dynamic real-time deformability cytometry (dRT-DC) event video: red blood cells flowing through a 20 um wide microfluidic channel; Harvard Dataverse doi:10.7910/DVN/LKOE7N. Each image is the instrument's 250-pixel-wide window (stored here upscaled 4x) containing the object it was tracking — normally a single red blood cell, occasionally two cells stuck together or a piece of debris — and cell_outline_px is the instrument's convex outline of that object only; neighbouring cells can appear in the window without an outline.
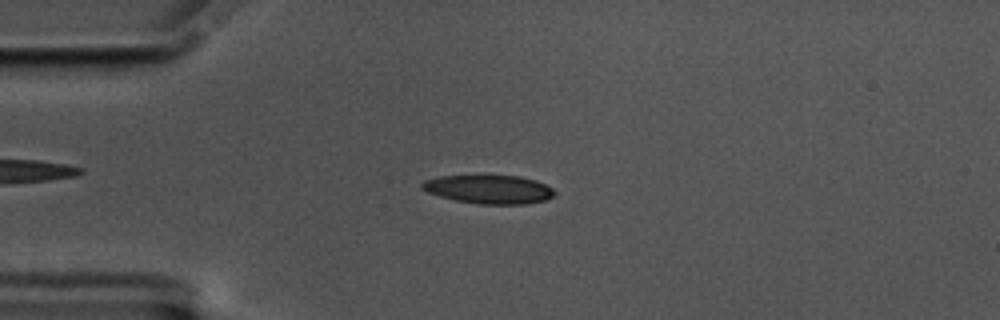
{"species": "common noctule bat (a hibernating species)", "species_latin": "Nyctalus noctula", "temperature_condition": "cold", "stored_images_in_passage": 52, "camera_frame_rate_fps": 3000, "um_per_image_px": 0.085, "animal": {"sex": "male", "body_mass_g": 17.5, "forearm_length_mm": 52.3}, "frame": {"image": 1, "passage_image": 9, "time_ms": 2.667, "image_size_px": [1000, 320], "cell_outline_px": [[556, 192], [548, 200], [528, 204], [480, 204], [456, 200], [440, 196], [428, 192], [420, 188], [420, 184], [424, 180], [440, 176], [520, 176], [536, 180], [552, 188]], "centroid_in_image_um": [41.58, 16.1], "position_along_channel_um": 43.4, "area_um2": 22.08}}
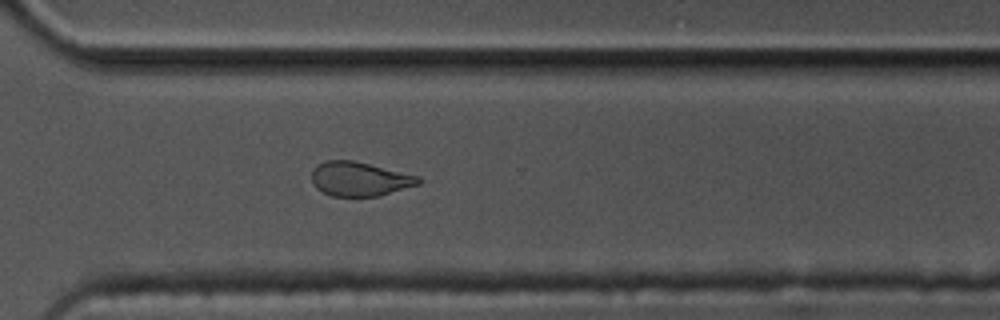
{"frame": {"image": 2, "passage_image": 36, "time_ms": 11.667, "image_size_px": [1000, 320], "cell_outline_px": [[424, 180], [420, 184], [380, 196], [332, 196], [316, 188], [312, 184], [312, 168], [316, 164], [324, 160], [352, 160], [420, 176]], "centroid_in_image_um": [30.57, 15.21], "position_along_channel_um": 340.0, "area_um2": 21.5}}
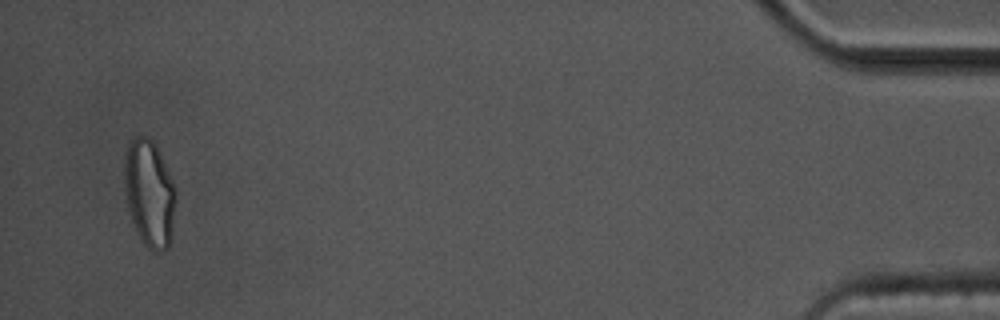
{"frame": {"image": 3, "passage_image": 50, "time_ms": 16.333, "image_size_px": [1000, 320], "cell_outline_px": [[176, 200], [172, 236], [168, 248], [160, 252], [152, 252], [144, 244], [132, 220], [128, 208], [124, 188], [124, 160], [128, 144], [136, 136], [148, 136], [156, 144], [172, 180], [176, 192]], "centroid_in_image_um": [12.71, 16.44], "position_along_channel_um": 422.5, "area_um2": 32.19}, "authors_computed_cell_mechanics": {"area_um2": 22.5131, "velocity_mm_per_s": 3.5171, "shape_relaxation_time_tau1_ms": 6.665, "shape_relaxation_time_tau2_ms": 3.9349, "deformation_change_tau1": 0.158, "deformation_change_tau2": 0.1125}}